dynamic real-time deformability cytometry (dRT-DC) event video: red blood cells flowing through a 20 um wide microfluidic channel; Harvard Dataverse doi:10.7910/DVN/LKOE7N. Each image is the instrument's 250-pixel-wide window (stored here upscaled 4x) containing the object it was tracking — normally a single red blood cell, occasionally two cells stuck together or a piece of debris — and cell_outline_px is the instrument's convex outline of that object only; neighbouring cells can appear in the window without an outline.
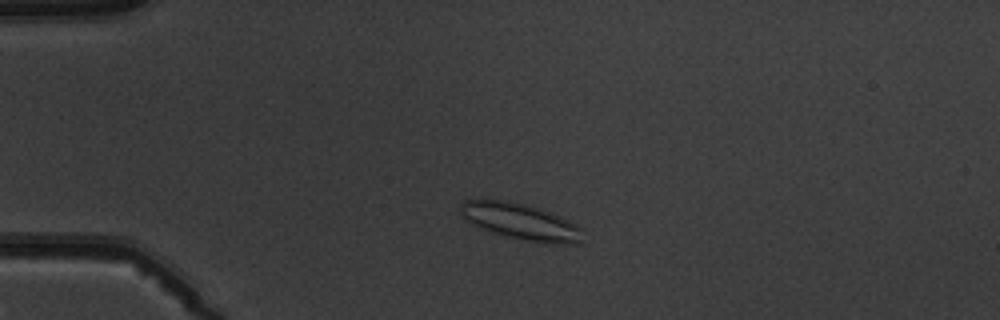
{"species": "common noctule bat (a hibernating species)", "species_latin": "Nyctalus noctula", "temperature_condition": "warm", "stored_images_in_passage": 2, "camera_frame_rate_fps": 3000, "um_per_image_px": 0.085, "animal": {"sex": "male", "body_mass_g": 19.5, "forearm_length_mm": 54.6}, "frame": {"image": 1, "passage_image": 2, "time_ms": 1.0, "image_size_px": [1000, 320], "cell_outline_px": [[584, 228], [580, 244], [552, 244], [524, 240], [492, 232], [472, 224], [460, 216], [460, 204], [464, 200], [488, 196], [524, 204], [560, 216]], "centroid_in_image_um": [44.21, 18.8], "position_along_channel_um": 40.8, "area_um2": 26.41}}